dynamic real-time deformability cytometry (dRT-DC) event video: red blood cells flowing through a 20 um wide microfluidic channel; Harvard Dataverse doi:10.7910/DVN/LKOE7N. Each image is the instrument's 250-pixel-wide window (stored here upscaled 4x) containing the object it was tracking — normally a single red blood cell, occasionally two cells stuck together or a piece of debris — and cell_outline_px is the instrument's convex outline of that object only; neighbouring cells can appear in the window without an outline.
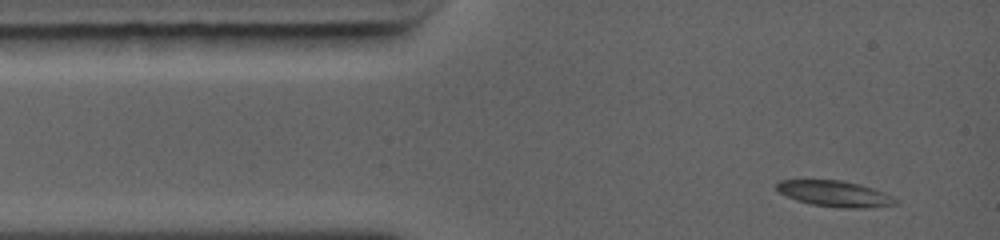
{"species": "common noctule bat (a hibernating species)", "species_latin": "Nyctalus noctula", "temperature_condition": "warm", "stored_images_in_passage": 3, "camera_frame_rate_fps": 5000, "um_per_image_px": 0.085, "animal": {"sex": "female", "body_mass_g": 19.0, "forearm_length_mm": 56.7}, "frame": {"image": 1, "passage_image": 1, "time_ms": 0.0, "image_size_px": [1000, 240], "cell_outline_px": [[900, 200], [896, 204], [864, 208], [840, 208], [812, 204], [796, 200], [780, 192], [776, 188], [776, 184], [780, 180], [840, 180], [860, 184], [884, 192]], "centroid_in_image_um": [70.98, 16.47], "position_along_channel_um": 14.0, "area_um2": 17.86}}
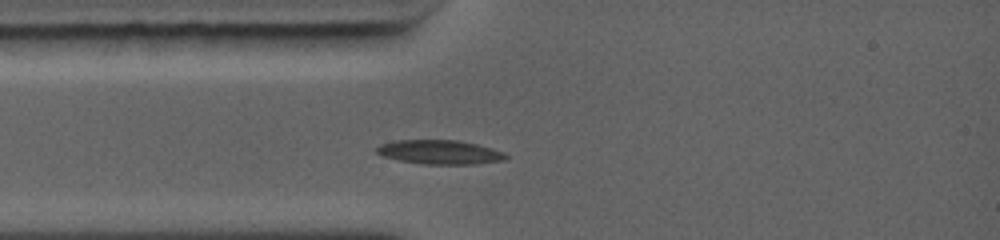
{"frame": {"image": 2, "passage_image": 3, "time_ms": 1.8, "image_size_px": [1000, 240], "cell_outline_px": [[508, 156], [504, 160], [476, 164], [424, 164], [400, 160], [380, 156], [376, 152], [376, 148], [380, 144], [396, 140], [456, 140], [476, 144], [492, 148], [504, 152]], "centroid_in_image_um": [37.36, 12.93], "position_along_channel_um": 47.6, "area_um2": 18.15}}